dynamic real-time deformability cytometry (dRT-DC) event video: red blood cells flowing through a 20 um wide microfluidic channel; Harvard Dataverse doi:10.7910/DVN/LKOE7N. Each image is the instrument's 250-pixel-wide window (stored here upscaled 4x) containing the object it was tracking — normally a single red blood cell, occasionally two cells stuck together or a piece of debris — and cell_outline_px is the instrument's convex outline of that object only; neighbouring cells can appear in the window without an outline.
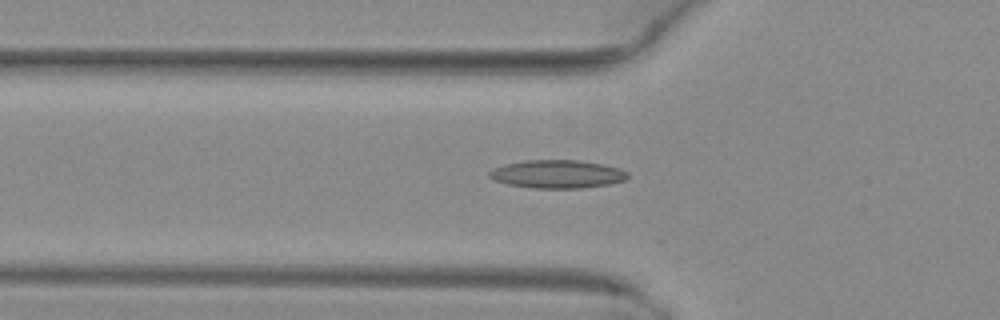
{"species": "common noctule bat (a hibernating species)", "species_latin": "Nyctalus noctula", "temperature_condition": "warm", "stored_images_in_passage": 50, "camera_frame_rate_fps": 3000, "um_per_image_px": 0.085, "animal": {"sex": "female", "body_mass_g": 29.2, "forearm_length_mm": 56.3}, "frame": {"image": 1, "passage_image": 18, "time_ms": 5.667, "image_size_px": [1000, 320], "cell_outline_px": [[628, 176], [624, 180], [608, 184], [580, 188], [532, 188], [508, 184], [496, 180], [488, 176], [488, 172], [504, 164], [524, 160], [580, 160], [604, 164], [620, 168], [628, 172]], "centroid_in_image_um": [47.39, 14.79], "position_along_channel_um": 78.4, "area_um2": 22.66}}
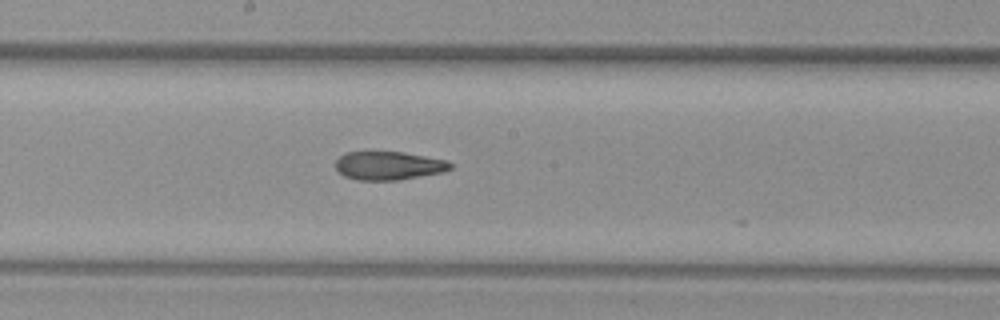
{"frame": {"image": 2, "passage_image": 28, "time_ms": 9.0, "image_size_px": [1000, 320], "cell_outline_px": [[452, 168], [444, 172], [400, 180], [356, 180], [344, 176], [336, 168], [336, 160], [344, 152], [404, 152], [448, 160], [452, 164]], "centroid_in_image_um": [33.06, 14.08], "position_along_channel_um": 215.1, "area_um2": 19.19}}
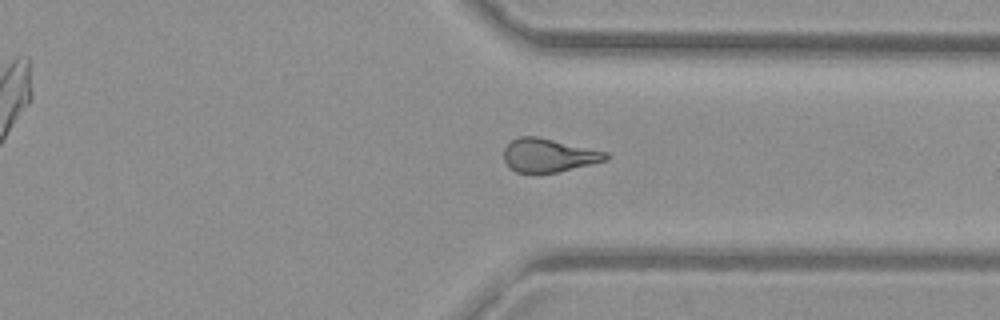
{"frame": {"image": 3, "passage_image": 39, "time_ms": 12.667, "image_size_px": [1000, 320], "cell_outline_px": [[608, 160], [592, 164], [556, 172], [516, 172], [504, 160], [504, 148], [512, 140], [520, 136], [536, 136], [608, 152]], "centroid_in_image_um": [46.65, 13.19], "position_along_channel_um": 364.8, "area_um2": 19.59}, "authors_computed_cell_mechanics": {"area_um2": 20.4323, "velocity_mm_per_s": 4.0845, "shape_relaxation_time_tau1_ms": null, "shape_relaxation_time_tau2_ms": 3.8789, "deformation_change_tau1": null, "deformation_change_tau2": 0.1359}}